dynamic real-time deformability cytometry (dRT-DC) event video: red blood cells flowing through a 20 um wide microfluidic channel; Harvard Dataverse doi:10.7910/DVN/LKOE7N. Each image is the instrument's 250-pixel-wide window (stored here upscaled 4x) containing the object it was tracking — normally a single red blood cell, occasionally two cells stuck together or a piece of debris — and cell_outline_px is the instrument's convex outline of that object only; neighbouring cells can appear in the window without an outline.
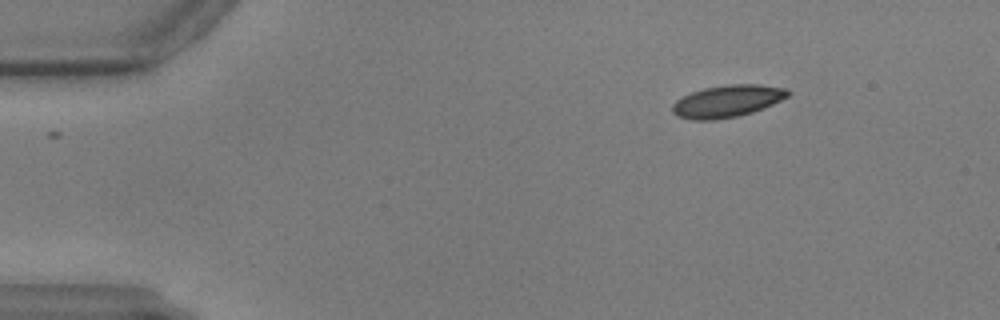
{"species": "common noctule bat (a hibernating species)", "species_latin": "Nyctalus noctula", "temperature_condition": "warm", "stored_images_in_passage": 52, "camera_frame_rate_fps": 3000, "um_per_image_px": 0.085, "animal": {"sex": "male", "body_mass_g": 17.9, "forearm_length_mm": 54.2}, "frame": {"image": 1, "passage_image": 1, "time_ms": 0.0, "image_size_px": [1000, 320], "cell_outline_px": [[792, 92], [788, 96], [764, 108], [752, 112], [736, 116], [716, 120], [692, 120], [676, 116], [672, 112], [672, 104], [676, 100], [692, 92], [704, 88], [732, 84], [760, 84], [788, 88]], "centroid_in_image_um": [61.83, 8.6], "position_along_channel_um": 23.2, "area_um2": 21.68}}
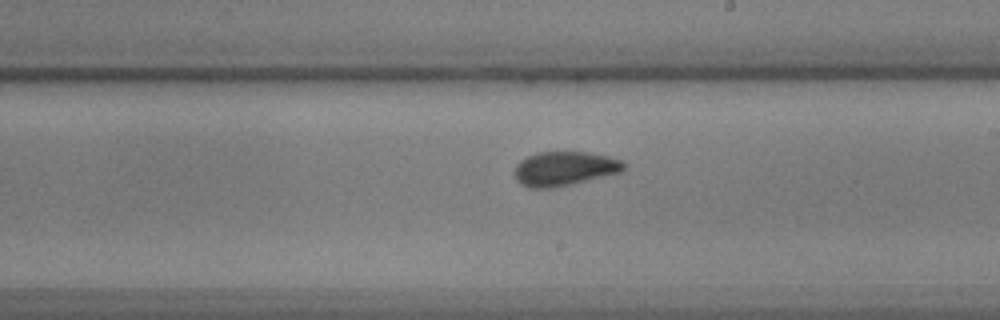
{"frame": {"image": 2, "passage_image": 27, "time_ms": 8.667, "image_size_px": [1000, 320], "cell_outline_px": [[628, 164], [624, 172], [552, 188], [532, 188], [520, 184], [516, 180], [512, 172], [516, 164], [520, 160], [536, 152], [588, 152], [608, 156], [620, 160]], "centroid_in_image_um": [47.98, 14.33], "position_along_channel_um": 241.0, "area_um2": 22.14}}
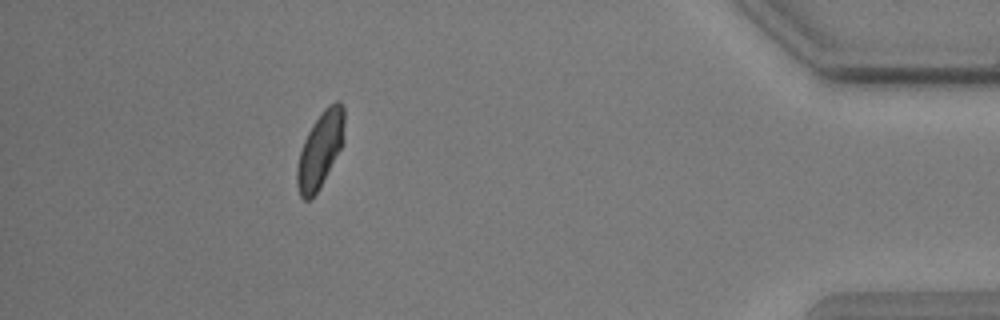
{"frame": {"image": 3, "passage_image": 46, "time_ms": 15.0, "image_size_px": [1000, 320], "cell_outline_px": [[344, 140], [340, 148], [316, 192], [308, 200], [304, 200], [300, 196], [296, 184], [296, 168], [300, 152], [304, 140], [312, 124], [324, 108], [328, 104], [336, 100], [340, 100], [344, 108]], "centroid_in_image_um": [27.2, 12.66], "position_along_channel_um": 408.0, "area_um2": 20.58}}